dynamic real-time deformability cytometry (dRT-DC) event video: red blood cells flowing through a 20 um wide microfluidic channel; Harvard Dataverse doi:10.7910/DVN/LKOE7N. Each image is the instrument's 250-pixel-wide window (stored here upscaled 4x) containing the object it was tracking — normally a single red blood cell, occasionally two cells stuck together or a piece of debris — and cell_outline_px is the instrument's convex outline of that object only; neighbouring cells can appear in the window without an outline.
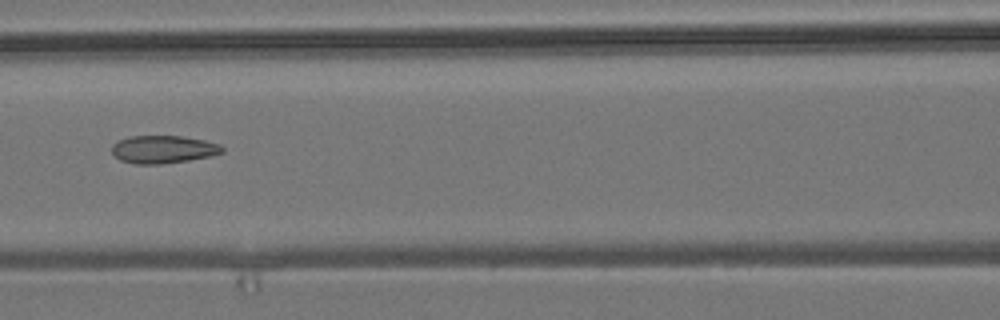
{"species": "common noctule bat (a hibernating species)", "species_latin": "Nyctalus noctula", "temperature_condition": "room temperature", "stored_images_in_passage": 9, "camera_frame_rate_fps": 3000, "um_per_image_px": 0.085, "animal": {"sex": "male", "body_mass_g": 19.2, "forearm_length_mm": 51.8}, "frame": {"image": 1, "passage_image": 6, "time_ms": 6.0, "image_size_px": [1000, 320], "cell_outline_px": [[224, 152], [212, 156], [188, 160], [160, 164], [136, 164], [120, 160], [112, 152], [112, 144], [128, 136], [180, 136], [204, 140], [220, 144], [224, 148]], "centroid_in_image_um": [13.89, 12.69], "position_along_channel_um": 152.7, "area_um2": 17.86}}
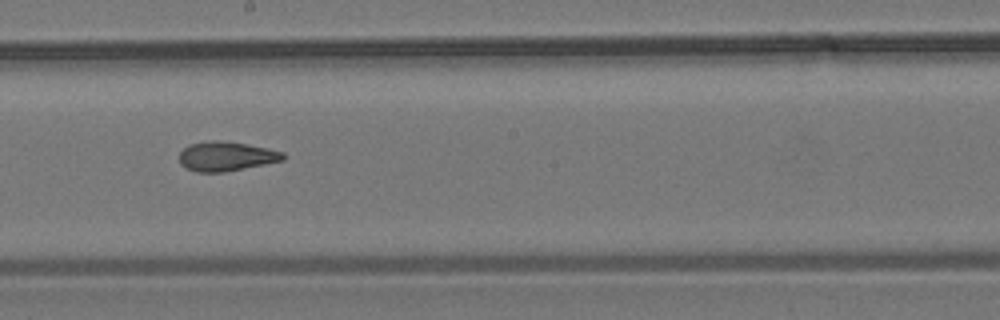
{"frame": {"image": 2, "passage_image": 8, "time_ms": 8.0, "image_size_px": [1000, 320], "cell_outline_px": [[288, 156], [284, 160], [224, 172], [196, 172], [180, 164], [180, 152], [188, 144], [208, 140], [220, 140], [268, 148], [284, 152]], "centroid_in_image_um": [19.24, 13.28], "position_along_channel_um": 229.0, "area_um2": 17.8}}
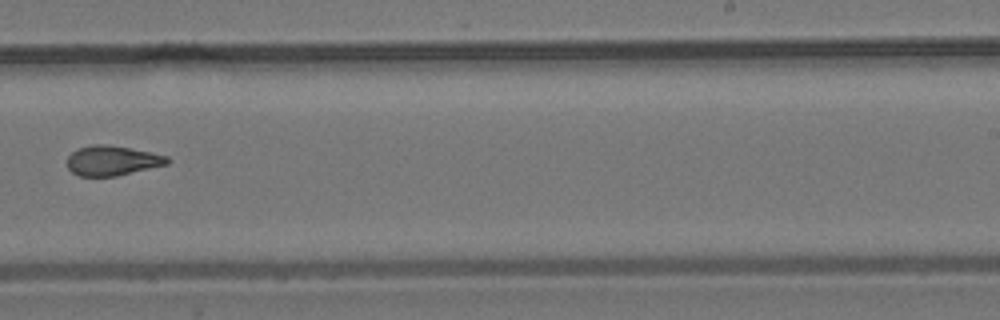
{"frame": {"image": 3, "passage_image": 9, "time_ms": 9.333, "image_size_px": [1000, 320], "cell_outline_px": [[168, 164], [116, 176], [80, 176], [72, 172], [68, 168], [68, 156], [76, 148], [92, 144], [104, 144], [152, 152], [168, 156]], "centroid_in_image_um": [9.52, 13.64], "position_along_channel_um": 279.5, "area_um2": 17.34}}